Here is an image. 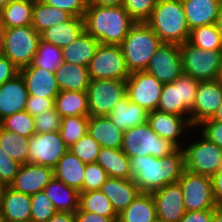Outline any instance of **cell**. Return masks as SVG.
<instances>
[{
  "label": "cell",
  "instance_id": "10",
  "mask_svg": "<svg viewBox=\"0 0 222 222\" xmlns=\"http://www.w3.org/2000/svg\"><path fill=\"white\" fill-rule=\"evenodd\" d=\"M87 94L89 116H108L126 97V80L92 79Z\"/></svg>",
  "mask_w": 222,
  "mask_h": 222
},
{
  "label": "cell",
  "instance_id": "32",
  "mask_svg": "<svg viewBox=\"0 0 222 222\" xmlns=\"http://www.w3.org/2000/svg\"><path fill=\"white\" fill-rule=\"evenodd\" d=\"M120 222H155L157 211L151 193L140 192L129 206L118 215Z\"/></svg>",
  "mask_w": 222,
  "mask_h": 222
},
{
  "label": "cell",
  "instance_id": "22",
  "mask_svg": "<svg viewBox=\"0 0 222 222\" xmlns=\"http://www.w3.org/2000/svg\"><path fill=\"white\" fill-rule=\"evenodd\" d=\"M112 203L117 215L122 213L140 193L133 179L108 177L100 189Z\"/></svg>",
  "mask_w": 222,
  "mask_h": 222
},
{
  "label": "cell",
  "instance_id": "23",
  "mask_svg": "<svg viewBox=\"0 0 222 222\" xmlns=\"http://www.w3.org/2000/svg\"><path fill=\"white\" fill-rule=\"evenodd\" d=\"M221 4V0H182L189 29L215 24Z\"/></svg>",
  "mask_w": 222,
  "mask_h": 222
},
{
  "label": "cell",
  "instance_id": "65",
  "mask_svg": "<svg viewBox=\"0 0 222 222\" xmlns=\"http://www.w3.org/2000/svg\"><path fill=\"white\" fill-rule=\"evenodd\" d=\"M0 222H6L5 217L3 216L1 212H0Z\"/></svg>",
  "mask_w": 222,
  "mask_h": 222
},
{
  "label": "cell",
  "instance_id": "41",
  "mask_svg": "<svg viewBox=\"0 0 222 222\" xmlns=\"http://www.w3.org/2000/svg\"><path fill=\"white\" fill-rule=\"evenodd\" d=\"M89 116L62 117L60 134L69 148L87 134Z\"/></svg>",
  "mask_w": 222,
  "mask_h": 222
},
{
  "label": "cell",
  "instance_id": "33",
  "mask_svg": "<svg viewBox=\"0 0 222 222\" xmlns=\"http://www.w3.org/2000/svg\"><path fill=\"white\" fill-rule=\"evenodd\" d=\"M96 163L106 171L108 177L131 179L129 157L121 149L101 147Z\"/></svg>",
  "mask_w": 222,
  "mask_h": 222
},
{
  "label": "cell",
  "instance_id": "5",
  "mask_svg": "<svg viewBox=\"0 0 222 222\" xmlns=\"http://www.w3.org/2000/svg\"><path fill=\"white\" fill-rule=\"evenodd\" d=\"M178 147L171 141L159 137L149 123L132 127L124 132L121 150L130 158L152 156L163 158L174 153Z\"/></svg>",
  "mask_w": 222,
  "mask_h": 222
},
{
  "label": "cell",
  "instance_id": "19",
  "mask_svg": "<svg viewBox=\"0 0 222 222\" xmlns=\"http://www.w3.org/2000/svg\"><path fill=\"white\" fill-rule=\"evenodd\" d=\"M148 123L159 137L171 141L178 148H182L184 145L180 143L182 135H185L184 132L193 128L185 117L157 109L148 113Z\"/></svg>",
  "mask_w": 222,
  "mask_h": 222
},
{
  "label": "cell",
  "instance_id": "46",
  "mask_svg": "<svg viewBox=\"0 0 222 222\" xmlns=\"http://www.w3.org/2000/svg\"><path fill=\"white\" fill-rule=\"evenodd\" d=\"M108 175L98 163L86 164L82 192L100 190Z\"/></svg>",
  "mask_w": 222,
  "mask_h": 222
},
{
  "label": "cell",
  "instance_id": "35",
  "mask_svg": "<svg viewBox=\"0 0 222 222\" xmlns=\"http://www.w3.org/2000/svg\"><path fill=\"white\" fill-rule=\"evenodd\" d=\"M35 0H13L0 9V22L4 28L31 25Z\"/></svg>",
  "mask_w": 222,
  "mask_h": 222
},
{
  "label": "cell",
  "instance_id": "36",
  "mask_svg": "<svg viewBox=\"0 0 222 222\" xmlns=\"http://www.w3.org/2000/svg\"><path fill=\"white\" fill-rule=\"evenodd\" d=\"M71 17L72 15L67 11L45 4L40 0H35L31 25L41 34L54 25L68 21Z\"/></svg>",
  "mask_w": 222,
  "mask_h": 222
},
{
  "label": "cell",
  "instance_id": "2",
  "mask_svg": "<svg viewBox=\"0 0 222 222\" xmlns=\"http://www.w3.org/2000/svg\"><path fill=\"white\" fill-rule=\"evenodd\" d=\"M85 31L100 44L120 45L136 21L123 5L108 7L88 5L84 16Z\"/></svg>",
  "mask_w": 222,
  "mask_h": 222
},
{
  "label": "cell",
  "instance_id": "66",
  "mask_svg": "<svg viewBox=\"0 0 222 222\" xmlns=\"http://www.w3.org/2000/svg\"><path fill=\"white\" fill-rule=\"evenodd\" d=\"M8 222V221H6ZM14 222H32V221H14Z\"/></svg>",
  "mask_w": 222,
  "mask_h": 222
},
{
  "label": "cell",
  "instance_id": "48",
  "mask_svg": "<svg viewBox=\"0 0 222 222\" xmlns=\"http://www.w3.org/2000/svg\"><path fill=\"white\" fill-rule=\"evenodd\" d=\"M21 164L11 159L0 147V180L6 185L14 181Z\"/></svg>",
  "mask_w": 222,
  "mask_h": 222
},
{
  "label": "cell",
  "instance_id": "53",
  "mask_svg": "<svg viewBox=\"0 0 222 222\" xmlns=\"http://www.w3.org/2000/svg\"><path fill=\"white\" fill-rule=\"evenodd\" d=\"M213 209L186 211L179 222H212Z\"/></svg>",
  "mask_w": 222,
  "mask_h": 222
},
{
  "label": "cell",
  "instance_id": "25",
  "mask_svg": "<svg viewBox=\"0 0 222 222\" xmlns=\"http://www.w3.org/2000/svg\"><path fill=\"white\" fill-rule=\"evenodd\" d=\"M85 168L86 164L68 150L53 168L54 178L82 192Z\"/></svg>",
  "mask_w": 222,
  "mask_h": 222
},
{
  "label": "cell",
  "instance_id": "40",
  "mask_svg": "<svg viewBox=\"0 0 222 222\" xmlns=\"http://www.w3.org/2000/svg\"><path fill=\"white\" fill-rule=\"evenodd\" d=\"M62 62V48L40 39L32 64L54 73Z\"/></svg>",
  "mask_w": 222,
  "mask_h": 222
},
{
  "label": "cell",
  "instance_id": "7",
  "mask_svg": "<svg viewBox=\"0 0 222 222\" xmlns=\"http://www.w3.org/2000/svg\"><path fill=\"white\" fill-rule=\"evenodd\" d=\"M182 70L198 81L217 80L222 65V50H203L188 41L179 45Z\"/></svg>",
  "mask_w": 222,
  "mask_h": 222
},
{
  "label": "cell",
  "instance_id": "34",
  "mask_svg": "<svg viewBox=\"0 0 222 222\" xmlns=\"http://www.w3.org/2000/svg\"><path fill=\"white\" fill-rule=\"evenodd\" d=\"M54 107L62 117L89 116L87 91H59Z\"/></svg>",
  "mask_w": 222,
  "mask_h": 222
},
{
  "label": "cell",
  "instance_id": "56",
  "mask_svg": "<svg viewBox=\"0 0 222 222\" xmlns=\"http://www.w3.org/2000/svg\"><path fill=\"white\" fill-rule=\"evenodd\" d=\"M47 222H76L75 213L57 211Z\"/></svg>",
  "mask_w": 222,
  "mask_h": 222
},
{
  "label": "cell",
  "instance_id": "16",
  "mask_svg": "<svg viewBox=\"0 0 222 222\" xmlns=\"http://www.w3.org/2000/svg\"><path fill=\"white\" fill-rule=\"evenodd\" d=\"M222 103V85L218 80L200 81L196 99L190 112V123L197 128L203 121L212 119Z\"/></svg>",
  "mask_w": 222,
  "mask_h": 222
},
{
  "label": "cell",
  "instance_id": "58",
  "mask_svg": "<svg viewBox=\"0 0 222 222\" xmlns=\"http://www.w3.org/2000/svg\"><path fill=\"white\" fill-rule=\"evenodd\" d=\"M212 222H222V206H217L213 209Z\"/></svg>",
  "mask_w": 222,
  "mask_h": 222
},
{
  "label": "cell",
  "instance_id": "49",
  "mask_svg": "<svg viewBox=\"0 0 222 222\" xmlns=\"http://www.w3.org/2000/svg\"><path fill=\"white\" fill-rule=\"evenodd\" d=\"M45 4L60 8L73 17H83L88 7V0H40Z\"/></svg>",
  "mask_w": 222,
  "mask_h": 222
},
{
  "label": "cell",
  "instance_id": "59",
  "mask_svg": "<svg viewBox=\"0 0 222 222\" xmlns=\"http://www.w3.org/2000/svg\"><path fill=\"white\" fill-rule=\"evenodd\" d=\"M215 24H216L218 32L220 33L221 38H222V4L220 6V10H219V14H218V19L216 20Z\"/></svg>",
  "mask_w": 222,
  "mask_h": 222
},
{
  "label": "cell",
  "instance_id": "60",
  "mask_svg": "<svg viewBox=\"0 0 222 222\" xmlns=\"http://www.w3.org/2000/svg\"><path fill=\"white\" fill-rule=\"evenodd\" d=\"M4 34H5V28L0 22V54L2 53L4 46Z\"/></svg>",
  "mask_w": 222,
  "mask_h": 222
},
{
  "label": "cell",
  "instance_id": "64",
  "mask_svg": "<svg viewBox=\"0 0 222 222\" xmlns=\"http://www.w3.org/2000/svg\"><path fill=\"white\" fill-rule=\"evenodd\" d=\"M219 83L222 85V65H221V68L219 70V75H218V79Z\"/></svg>",
  "mask_w": 222,
  "mask_h": 222
},
{
  "label": "cell",
  "instance_id": "20",
  "mask_svg": "<svg viewBox=\"0 0 222 222\" xmlns=\"http://www.w3.org/2000/svg\"><path fill=\"white\" fill-rule=\"evenodd\" d=\"M27 86L19 73L0 86V122L8 116L25 110Z\"/></svg>",
  "mask_w": 222,
  "mask_h": 222
},
{
  "label": "cell",
  "instance_id": "9",
  "mask_svg": "<svg viewBox=\"0 0 222 222\" xmlns=\"http://www.w3.org/2000/svg\"><path fill=\"white\" fill-rule=\"evenodd\" d=\"M195 139L182 147L185 169L200 175L212 177L222 168V148L205 138ZM197 140V141H196Z\"/></svg>",
  "mask_w": 222,
  "mask_h": 222
},
{
  "label": "cell",
  "instance_id": "21",
  "mask_svg": "<svg viewBox=\"0 0 222 222\" xmlns=\"http://www.w3.org/2000/svg\"><path fill=\"white\" fill-rule=\"evenodd\" d=\"M25 80L28 95L55 98L60 89L55 74L33 64L20 69Z\"/></svg>",
  "mask_w": 222,
  "mask_h": 222
},
{
  "label": "cell",
  "instance_id": "61",
  "mask_svg": "<svg viewBox=\"0 0 222 222\" xmlns=\"http://www.w3.org/2000/svg\"><path fill=\"white\" fill-rule=\"evenodd\" d=\"M212 120L222 122V103H221V105L219 106L218 111L216 112V114L214 115V117L212 118Z\"/></svg>",
  "mask_w": 222,
  "mask_h": 222
},
{
  "label": "cell",
  "instance_id": "44",
  "mask_svg": "<svg viewBox=\"0 0 222 222\" xmlns=\"http://www.w3.org/2000/svg\"><path fill=\"white\" fill-rule=\"evenodd\" d=\"M100 149V144L88 133L69 147V151L85 164L95 163Z\"/></svg>",
  "mask_w": 222,
  "mask_h": 222
},
{
  "label": "cell",
  "instance_id": "51",
  "mask_svg": "<svg viewBox=\"0 0 222 222\" xmlns=\"http://www.w3.org/2000/svg\"><path fill=\"white\" fill-rule=\"evenodd\" d=\"M54 100L55 98L28 95L25 111L33 117L39 116L44 111L54 108Z\"/></svg>",
  "mask_w": 222,
  "mask_h": 222
},
{
  "label": "cell",
  "instance_id": "50",
  "mask_svg": "<svg viewBox=\"0 0 222 222\" xmlns=\"http://www.w3.org/2000/svg\"><path fill=\"white\" fill-rule=\"evenodd\" d=\"M197 127L201 130L199 133L201 132L205 138L222 148V122L208 119Z\"/></svg>",
  "mask_w": 222,
  "mask_h": 222
},
{
  "label": "cell",
  "instance_id": "28",
  "mask_svg": "<svg viewBox=\"0 0 222 222\" xmlns=\"http://www.w3.org/2000/svg\"><path fill=\"white\" fill-rule=\"evenodd\" d=\"M60 91H87L91 76L88 67L62 62L54 72Z\"/></svg>",
  "mask_w": 222,
  "mask_h": 222
},
{
  "label": "cell",
  "instance_id": "47",
  "mask_svg": "<svg viewBox=\"0 0 222 222\" xmlns=\"http://www.w3.org/2000/svg\"><path fill=\"white\" fill-rule=\"evenodd\" d=\"M36 134L60 131L62 116L55 107L34 117Z\"/></svg>",
  "mask_w": 222,
  "mask_h": 222
},
{
  "label": "cell",
  "instance_id": "45",
  "mask_svg": "<svg viewBox=\"0 0 222 222\" xmlns=\"http://www.w3.org/2000/svg\"><path fill=\"white\" fill-rule=\"evenodd\" d=\"M158 0H124L123 7L136 22H146Z\"/></svg>",
  "mask_w": 222,
  "mask_h": 222
},
{
  "label": "cell",
  "instance_id": "55",
  "mask_svg": "<svg viewBox=\"0 0 222 222\" xmlns=\"http://www.w3.org/2000/svg\"><path fill=\"white\" fill-rule=\"evenodd\" d=\"M211 178L215 202L217 206H222V168Z\"/></svg>",
  "mask_w": 222,
  "mask_h": 222
},
{
  "label": "cell",
  "instance_id": "54",
  "mask_svg": "<svg viewBox=\"0 0 222 222\" xmlns=\"http://www.w3.org/2000/svg\"><path fill=\"white\" fill-rule=\"evenodd\" d=\"M118 217H105L94 212L87 211H76L75 221L76 222H113Z\"/></svg>",
  "mask_w": 222,
  "mask_h": 222
},
{
  "label": "cell",
  "instance_id": "13",
  "mask_svg": "<svg viewBox=\"0 0 222 222\" xmlns=\"http://www.w3.org/2000/svg\"><path fill=\"white\" fill-rule=\"evenodd\" d=\"M163 86L146 71L132 72L126 79V96L132 103L151 112L157 109Z\"/></svg>",
  "mask_w": 222,
  "mask_h": 222
},
{
  "label": "cell",
  "instance_id": "52",
  "mask_svg": "<svg viewBox=\"0 0 222 222\" xmlns=\"http://www.w3.org/2000/svg\"><path fill=\"white\" fill-rule=\"evenodd\" d=\"M19 73L20 69L17 68L11 60L0 54V86Z\"/></svg>",
  "mask_w": 222,
  "mask_h": 222
},
{
  "label": "cell",
  "instance_id": "1",
  "mask_svg": "<svg viewBox=\"0 0 222 222\" xmlns=\"http://www.w3.org/2000/svg\"><path fill=\"white\" fill-rule=\"evenodd\" d=\"M131 179L140 192L152 193L168 184L178 182L185 170L184 153L178 148L163 158L133 156L129 158Z\"/></svg>",
  "mask_w": 222,
  "mask_h": 222
},
{
  "label": "cell",
  "instance_id": "37",
  "mask_svg": "<svg viewBox=\"0 0 222 222\" xmlns=\"http://www.w3.org/2000/svg\"><path fill=\"white\" fill-rule=\"evenodd\" d=\"M0 147L11 159L20 164L28 163L29 138L7 131L0 126Z\"/></svg>",
  "mask_w": 222,
  "mask_h": 222
},
{
  "label": "cell",
  "instance_id": "15",
  "mask_svg": "<svg viewBox=\"0 0 222 222\" xmlns=\"http://www.w3.org/2000/svg\"><path fill=\"white\" fill-rule=\"evenodd\" d=\"M145 71L162 84L174 82L183 73L179 45L162 43Z\"/></svg>",
  "mask_w": 222,
  "mask_h": 222
},
{
  "label": "cell",
  "instance_id": "43",
  "mask_svg": "<svg viewBox=\"0 0 222 222\" xmlns=\"http://www.w3.org/2000/svg\"><path fill=\"white\" fill-rule=\"evenodd\" d=\"M57 210L45 191H40L31 196V221L47 222Z\"/></svg>",
  "mask_w": 222,
  "mask_h": 222
},
{
  "label": "cell",
  "instance_id": "27",
  "mask_svg": "<svg viewBox=\"0 0 222 222\" xmlns=\"http://www.w3.org/2000/svg\"><path fill=\"white\" fill-rule=\"evenodd\" d=\"M148 113L146 109L132 103L126 96L114 106L108 116L118 129L125 132L132 127L147 123Z\"/></svg>",
  "mask_w": 222,
  "mask_h": 222
},
{
  "label": "cell",
  "instance_id": "3",
  "mask_svg": "<svg viewBox=\"0 0 222 222\" xmlns=\"http://www.w3.org/2000/svg\"><path fill=\"white\" fill-rule=\"evenodd\" d=\"M146 23L162 43L181 45L188 41L190 29L182 0H158Z\"/></svg>",
  "mask_w": 222,
  "mask_h": 222
},
{
  "label": "cell",
  "instance_id": "11",
  "mask_svg": "<svg viewBox=\"0 0 222 222\" xmlns=\"http://www.w3.org/2000/svg\"><path fill=\"white\" fill-rule=\"evenodd\" d=\"M88 70L91 79L126 80L130 75L120 45L99 44Z\"/></svg>",
  "mask_w": 222,
  "mask_h": 222
},
{
  "label": "cell",
  "instance_id": "14",
  "mask_svg": "<svg viewBox=\"0 0 222 222\" xmlns=\"http://www.w3.org/2000/svg\"><path fill=\"white\" fill-rule=\"evenodd\" d=\"M68 150L60 131L35 133L29 138L28 163L54 168Z\"/></svg>",
  "mask_w": 222,
  "mask_h": 222
},
{
  "label": "cell",
  "instance_id": "63",
  "mask_svg": "<svg viewBox=\"0 0 222 222\" xmlns=\"http://www.w3.org/2000/svg\"><path fill=\"white\" fill-rule=\"evenodd\" d=\"M13 0H0V9L4 6H7Z\"/></svg>",
  "mask_w": 222,
  "mask_h": 222
},
{
  "label": "cell",
  "instance_id": "62",
  "mask_svg": "<svg viewBox=\"0 0 222 222\" xmlns=\"http://www.w3.org/2000/svg\"><path fill=\"white\" fill-rule=\"evenodd\" d=\"M6 187L7 186L0 180V204Z\"/></svg>",
  "mask_w": 222,
  "mask_h": 222
},
{
  "label": "cell",
  "instance_id": "31",
  "mask_svg": "<svg viewBox=\"0 0 222 222\" xmlns=\"http://www.w3.org/2000/svg\"><path fill=\"white\" fill-rule=\"evenodd\" d=\"M55 209L75 213L79 209L80 192L53 178L44 188Z\"/></svg>",
  "mask_w": 222,
  "mask_h": 222
},
{
  "label": "cell",
  "instance_id": "24",
  "mask_svg": "<svg viewBox=\"0 0 222 222\" xmlns=\"http://www.w3.org/2000/svg\"><path fill=\"white\" fill-rule=\"evenodd\" d=\"M87 133L101 147L121 149L124 131L118 129L109 116H89Z\"/></svg>",
  "mask_w": 222,
  "mask_h": 222
},
{
  "label": "cell",
  "instance_id": "18",
  "mask_svg": "<svg viewBox=\"0 0 222 222\" xmlns=\"http://www.w3.org/2000/svg\"><path fill=\"white\" fill-rule=\"evenodd\" d=\"M54 178L53 168L33 163L21 164L10 188L27 195L43 191Z\"/></svg>",
  "mask_w": 222,
  "mask_h": 222
},
{
  "label": "cell",
  "instance_id": "17",
  "mask_svg": "<svg viewBox=\"0 0 222 222\" xmlns=\"http://www.w3.org/2000/svg\"><path fill=\"white\" fill-rule=\"evenodd\" d=\"M157 211V220L179 222L186 213L182 187L179 182L168 184L151 193Z\"/></svg>",
  "mask_w": 222,
  "mask_h": 222
},
{
  "label": "cell",
  "instance_id": "4",
  "mask_svg": "<svg viewBox=\"0 0 222 222\" xmlns=\"http://www.w3.org/2000/svg\"><path fill=\"white\" fill-rule=\"evenodd\" d=\"M161 44L160 38L146 22H136L120 44L128 71H145Z\"/></svg>",
  "mask_w": 222,
  "mask_h": 222
},
{
  "label": "cell",
  "instance_id": "6",
  "mask_svg": "<svg viewBox=\"0 0 222 222\" xmlns=\"http://www.w3.org/2000/svg\"><path fill=\"white\" fill-rule=\"evenodd\" d=\"M199 82L182 73L174 82L164 84L157 110L185 117L190 122Z\"/></svg>",
  "mask_w": 222,
  "mask_h": 222
},
{
  "label": "cell",
  "instance_id": "29",
  "mask_svg": "<svg viewBox=\"0 0 222 222\" xmlns=\"http://www.w3.org/2000/svg\"><path fill=\"white\" fill-rule=\"evenodd\" d=\"M85 31L83 17H71L68 21L54 25L41 33V39L59 48L76 40Z\"/></svg>",
  "mask_w": 222,
  "mask_h": 222
},
{
  "label": "cell",
  "instance_id": "12",
  "mask_svg": "<svg viewBox=\"0 0 222 222\" xmlns=\"http://www.w3.org/2000/svg\"><path fill=\"white\" fill-rule=\"evenodd\" d=\"M182 187L183 203L186 211L215 209L212 178L184 170L178 180Z\"/></svg>",
  "mask_w": 222,
  "mask_h": 222
},
{
  "label": "cell",
  "instance_id": "8",
  "mask_svg": "<svg viewBox=\"0 0 222 222\" xmlns=\"http://www.w3.org/2000/svg\"><path fill=\"white\" fill-rule=\"evenodd\" d=\"M41 39L32 25L5 28L2 55L19 69L32 64Z\"/></svg>",
  "mask_w": 222,
  "mask_h": 222
},
{
  "label": "cell",
  "instance_id": "26",
  "mask_svg": "<svg viewBox=\"0 0 222 222\" xmlns=\"http://www.w3.org/2000/svg\"><path fill=\"white\" fill-rule=\"evenodd\" d=\"M5 221H31V196L6 187L0 204Z\"/></svg>",
  "mask_w": 222,
  "mask_h": 222
},
{
  "label": "cell",
  "instance_id": "38",
  "mask_svg": "<svg viewBox=\"0 0 222 222\" xmlns=\"http://www.w3.org/2000/svg\"><path fill=\"white\" fill-rule=\"evenodd\" d=\"M77 211L94 212L105 217H118L109 198L101 190L80 192Z\"/></svg>",
  "mask_w": 222,
  "mask_h": 222
},
{
  "label": "cell",
  "instance_id": "30",
  "mask_svg": "<svg viewBox=\"0 0 222 222\" xmlns=\"http://www.w3.org/2000/svg\"><path fill=\"white\" fill-rule=\"evenodd\" d=\"M99 44L97 39L84 31L71 44L62 48L63 62L88 67Z\"/></svg>",
  "mask_w": 222,
  "mask_h": 222
},
{
  "label": "cell",
  "instance_id": "42",
  "mask_svg": "<svg viewBox=\"0 0 222 222\" xmlns=\"http://www.w3.org/2000/svg\"><path fill=\"white\" fill-rule=\"evenodd\" d=\"M34 122V117L24 110L6 117L0 122V126L7 131L30 138L36 133Z\"/></svg>",
  "mask_w": 222,
  "mask_h": 222
},
{
  "label": "cell",
  "instance_id": "57",
  "mask_svg": "<svg viewBox=\"0 0 222 222\" xmlns=\"http://www.w3.org/2000/svg\"><path fill=\"white\" fill-rule=\"evenodd\" d=\"M124 0H88V5L115 7L123 5Z\"/></svg>",
  "mask_w": 222,
  "mask_h": 222
},
{
  "label": "cell",
  "instance_id": "39",
  "mask_svg": "<svg viewBox=\"0 0 222 222\" xmlns=\"http://www.w3.org/2000/svg\"><path fill=\"white\" fill-rule=\"evenodd\" d=\"M188 42L203 50H222V38L216 24L190 30Z\"/></svg>",
  "mask_w": 222,
  "mask_h": 222
}]
</instances>
